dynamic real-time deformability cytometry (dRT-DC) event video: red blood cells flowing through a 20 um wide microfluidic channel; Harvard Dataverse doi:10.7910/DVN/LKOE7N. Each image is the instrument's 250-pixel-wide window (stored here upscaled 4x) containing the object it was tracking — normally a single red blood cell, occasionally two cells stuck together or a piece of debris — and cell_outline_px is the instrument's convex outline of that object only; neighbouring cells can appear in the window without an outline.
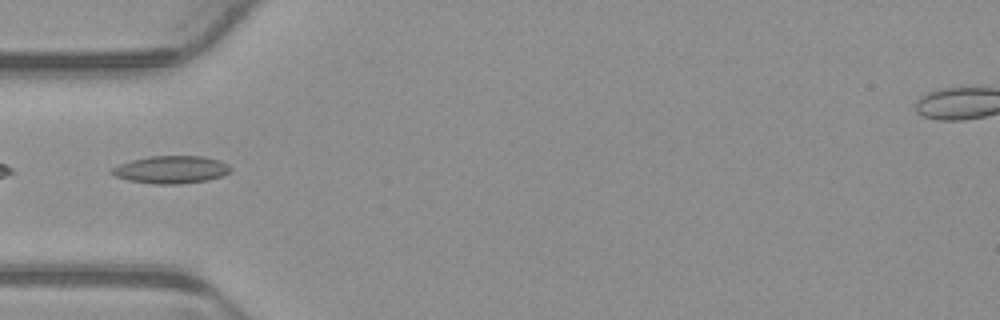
{"species": "common noctule bat (a hibernating species)", "species_latin": "Nyctalus noctula", "temperature_condition": "warm", "stored_images_in_passage": 1, "camera_frame_rate_fps": 3000, "um_per_image_px": 0.085, "animal": {"sex": "male", "body_mass_g": 23.1, "forearm_length_mm": 52.7}, "frame": {"image": 1, "passage_image": 1, "time_ms": 0.0, "image_size_px": [1000, 320], "cell_outline_px": [[232, 168], [224, 176], [208, 180], [180, 184], [152, 184], [128, 180], [116, 176], [108, 172], [112, 168], [120, 164], [132, 160], [148, 156], [204, 156], [220, 160], [228, 164]], "centroid_in_image_um": [14.56, 14.42], "position_along_channel_um": 70.4, "area_um2": 19.25}}